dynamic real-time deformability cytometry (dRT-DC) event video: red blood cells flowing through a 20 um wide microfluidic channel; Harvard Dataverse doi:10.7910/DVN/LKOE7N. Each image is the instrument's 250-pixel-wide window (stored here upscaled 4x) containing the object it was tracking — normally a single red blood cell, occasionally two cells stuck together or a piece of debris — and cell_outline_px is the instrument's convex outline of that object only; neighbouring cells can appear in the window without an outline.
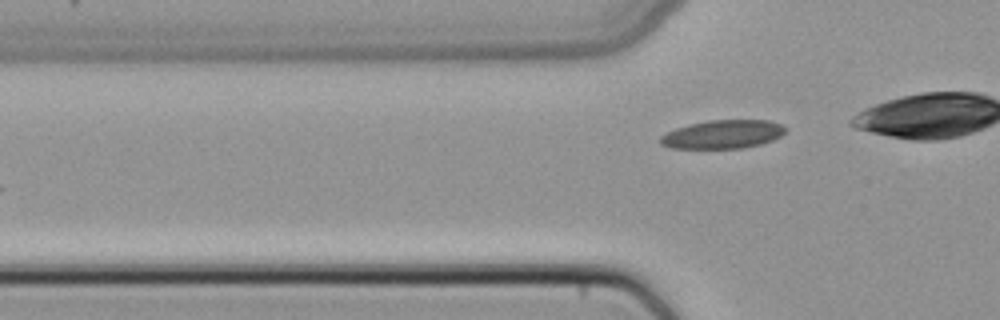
{"species": "common noctule bat (a hibernating species)", "species_latin": "Nyctalus noctula", "temperature_condition": "cold", "stored_images_in_passage": 5, "camera_frame_rate_fps": 3000, "um_per_image_px": 0.085, "animal": {"sex": "female", "body_mass_g": 22.7, "forearm_length_mm": 54.2}, "frame": {"image": 1, "passage_image": 5, "time_ms": 1.333, "image_size_px": [1000, 320], "cell_outline_px": [[788, 128], [780, 136], [772, 140], [760, 144], [744, 148], [668, 148], [660, 144], [660, 136], [676, 128], [688, 124], [708, 120], [768, 120], [780, 124]], "centroid_in_image_um": [61.42, 11.41], "position_along_channel_um": 64.4, "area_um2": 20.81}}